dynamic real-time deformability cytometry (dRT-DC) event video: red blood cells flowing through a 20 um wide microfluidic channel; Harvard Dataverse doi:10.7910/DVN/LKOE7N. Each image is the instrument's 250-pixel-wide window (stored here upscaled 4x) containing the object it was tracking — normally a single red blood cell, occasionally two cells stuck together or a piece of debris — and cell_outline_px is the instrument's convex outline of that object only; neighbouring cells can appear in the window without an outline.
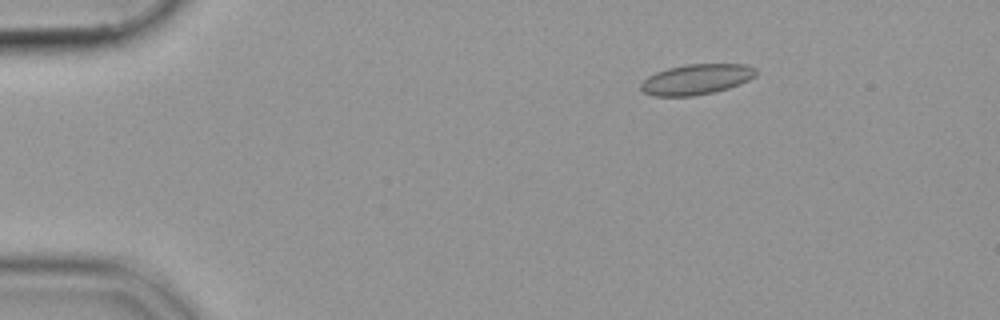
{"species": "common noctule bat (a hibernating species)", "species_latin": "Nyctalus noctula", "temperature_condition": "cold", "stored_images_in_passage": 55, "camera_frame_rate_fps": 3000, "um_per_image_px": 0.085, "animal": {"sex": "female", "body_mass_g": 19.9}, "frame": {"image": 1, "passage_image": 9, "time_ms": 2.667, "image_size_px": [1000, 320], "cell_outline_px": [[756, 76], [748, 80], [728, 88], [716, 92], [692, 96], [652, 96], [644, 92], [640, 88], [640, 84], [648, 76], [656, 72], [668, 68], [684, 64], [748, 64], [756, 68]], "centroid_in_image_um": [59.19, 6.74], "position_along_channel_um": 25.8, "area_um2": 20.52}}
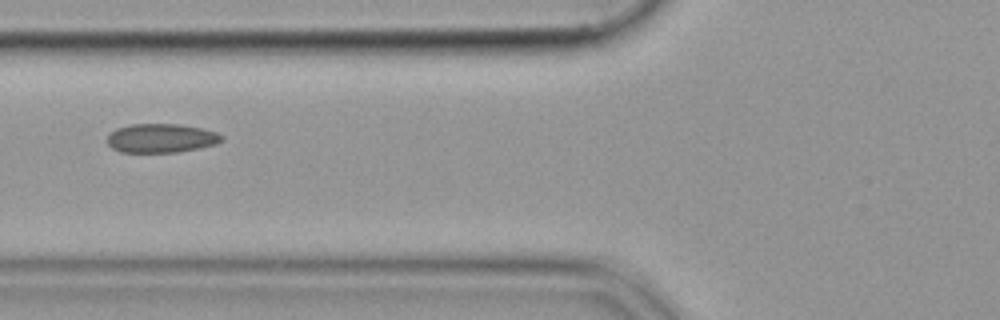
{"frame": {"image": 2, "passage_image": 22, "time_ms": 7.0, "image_size_px": [1000, 320], "cell_outline_px": [[224, 140], [216, 144], [200, 148], [176, 152], [120, 152], [112, 148], [108, 144], [108, 136], [116, 128], [132, 124], [180, 124], [200, 128], [216, 132], [224, 136]], "centroid_in_image_um": [13.72, 11.74], "position_along_channel_um": 112.1, "area_um2": 19.31}}
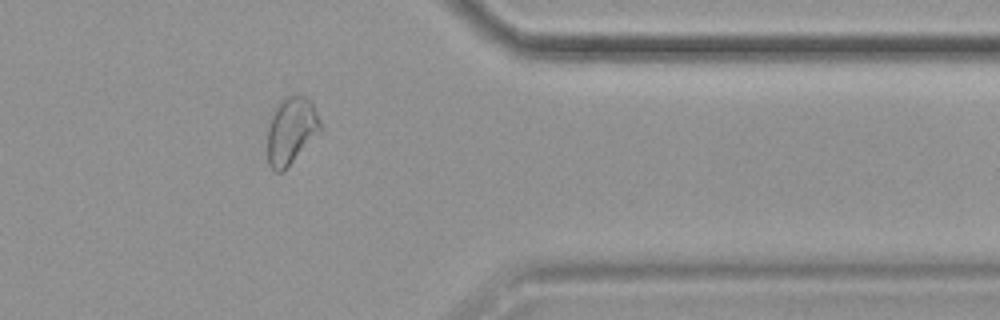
{"frame": {"image": 3, "passage_image": 45, "time_ms": 14.667, "image_size_px": [1000, 320], "cell_outline_px": [[324, 128], [284, 172], [276, 172], [268, 164], [268, 128], [276, 104], [280, 100], [288, 96], [304, 96], [312, 100], [324, 124]], "centroid_in_image_um": [24.81, 11.1], "position_along_channel_um": 386.6, "area_um2": 21.21}}